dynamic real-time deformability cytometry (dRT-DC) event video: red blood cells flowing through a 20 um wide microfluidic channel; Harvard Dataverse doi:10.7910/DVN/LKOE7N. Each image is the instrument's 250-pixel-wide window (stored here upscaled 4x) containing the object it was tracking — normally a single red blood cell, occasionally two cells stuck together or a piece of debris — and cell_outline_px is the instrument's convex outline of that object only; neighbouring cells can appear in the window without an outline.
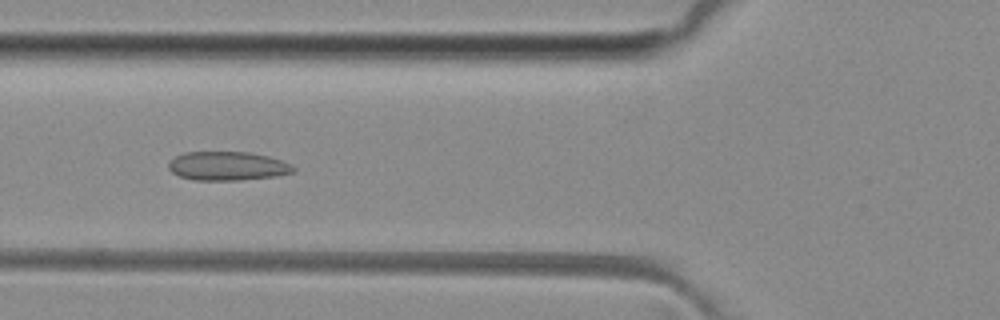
{"species": "common noctule bat (a hibernating species)", "species_latin": "Nyctalus noctula", "temperature_condition": "room temperature", "stored_images_in_passage": 49, "camera_frame_rate_fps": 3000, "um_per_image_px": 0.085, "animal": {"sex": "female", "body_mass_g": 29.2, "forearm_length_mm": 56.3}, "frame": {"image": 1, "passage_image": 18, "time_ms": 5.667, "image_size_px": [1000, 320], "cell_outline_px": [[296, 172], [276, 176], [240, 180], [192, 180], [180, 176], [172, 172], [168, 168], [168, 164], [176, 156], [184, 152], [248, 152], [268, 156], [292, 164], [296, 168]], "centroid_in_image_um": [19.37, 14.11], "position_along_channel_um": 106.4, "area_um2": 21.04}}
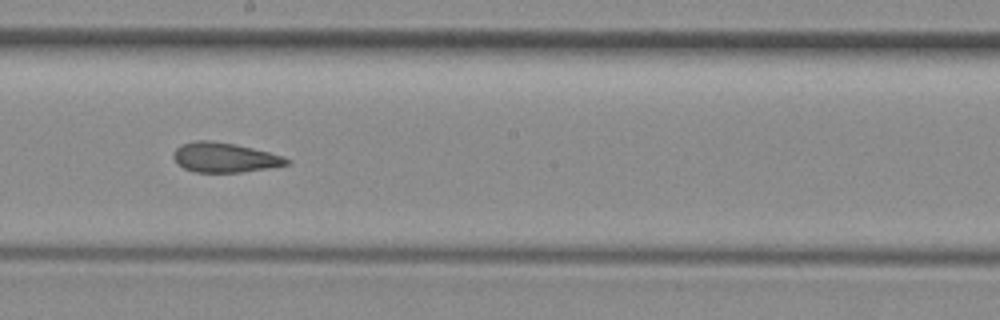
{"frame": {"image": 2, "passage_image": 27, "time_ms": 8.667, "image_size_px": [1000, 320], "cell_outline_px": [[292, 160], [288, 164], [268, 168], [240, 172], [196, 172], [184, 168], [176, 164], [172, 156], [172, 152], [180, 144], [196, 140], [208, 140], [236, 144], [284, 156]], "centroid_in_image_um": [19.05, 13.38], "position_along_channel_um": 229.2, "area_um2": 19.71}}
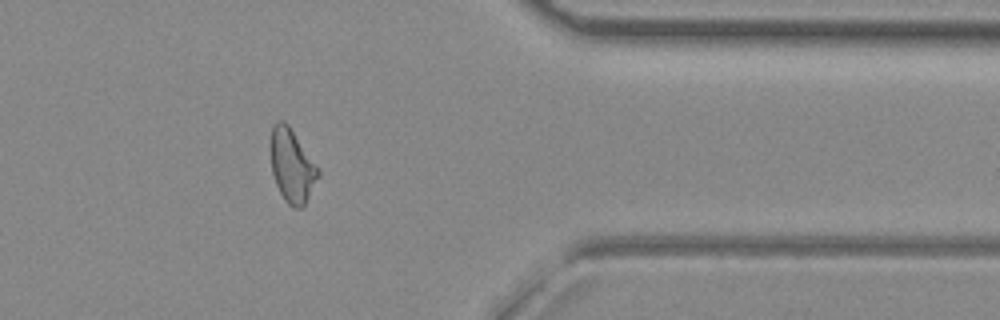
{"frame": {"image": 3, "passage_image": 40, "time_ms": 13.0, "image_size_px": [1000, 320], "cell_outline_px": [[320, 176], [304, 204], [300, 208], [292, 208], [284, 200], [276, 184], [272, 172], [268, 148], [268, 140], [272, 128], [276, 120], [284, 120], [288, 124], [320, 172]], "centroid_in_image_um": [24.75, 14.06], "position_along_channel_um": 386.6, "area_um2": 20.46}, "authors_computed_cell_mechanics": {"area_um2": 20.4034, "velocity_mm_per_s": 4.0859, "shape_relaxation_time_tau1_ms": null, "shape_relaxation_time_tau2_ms": 4.7426, "deformation_change_tau1": null, "deformation_change_tau2": 0.0818}}